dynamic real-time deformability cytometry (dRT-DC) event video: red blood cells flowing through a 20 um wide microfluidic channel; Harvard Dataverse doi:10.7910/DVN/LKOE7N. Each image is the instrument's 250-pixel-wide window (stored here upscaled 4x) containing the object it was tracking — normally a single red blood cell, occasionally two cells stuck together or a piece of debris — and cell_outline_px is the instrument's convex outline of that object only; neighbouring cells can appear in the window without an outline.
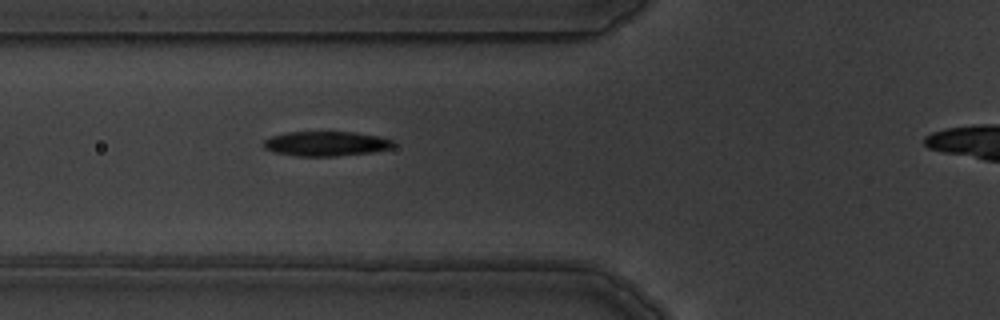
{"species": "common noctule bat (a hibernating species)", "species_latin": "Nyctalus noctula", "temperature_condition": "warm", "stored_images_in_passage": 4, "camera_frame_rate_fps": 3000, "um_per_image_px": 0.085, "animal": {"sex": "male", "body_mass_g": 19.5, "forearm_length_mm": 54.6}, "frame": {"image": 1, "passage_image": 3, "time_ms": 2.0, "image_size_px": [1000, 320], "cell_outline_px": [[396, 144], [392, 148], [372, 152], [336, 156], [296, 156], [276, 152], [264, 148], [264, 140], [272, 136], [288, 132], [352, 132], [380, 136], [392, 140]], "centroid_in_image_um": [27.75, 12.21], "position_along_channel_um": 98.0, "area_um2": 18.61}}